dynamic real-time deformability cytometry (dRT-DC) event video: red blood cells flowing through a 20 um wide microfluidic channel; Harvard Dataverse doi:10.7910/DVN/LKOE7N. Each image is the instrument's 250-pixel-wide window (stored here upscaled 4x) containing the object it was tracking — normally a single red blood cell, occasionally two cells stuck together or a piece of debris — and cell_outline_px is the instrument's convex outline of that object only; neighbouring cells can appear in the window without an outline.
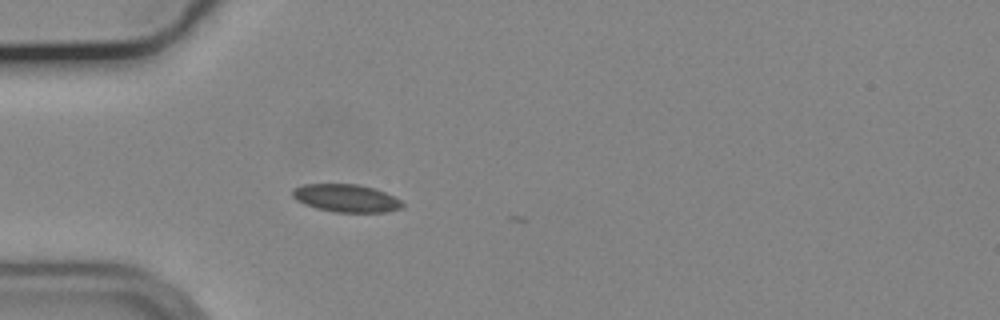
{"species": "common noctule bat (a hibernating species)", "species_latin": "Nyctalus noctula", "temperature_condition": "cold", "stored_images_in_passage": 2, "camera_frame_rate_fps": 3000, "um_per_image_px": 0.085, "animal": {"sex": "male", "body_mass_g": 19.2, "forearm_length_mm": 51.8}, "frame": {"image": 1, "passage_image": 1, "time_ms": 0.0, "image_size_px": [1000, 320], "cell_outline_px": [[404, 204], [400, 208], [384, 212], [336, 212], [316, 208], [304, 204], [296, 200], [292, 196], [292, 188], [304, 184], [356, 184], [376, 188], [400, 200]], "centroid_in_image_um": [29.38, 16.83], "position_along_channel_um": 55.6, "area_um2": 17.74}}